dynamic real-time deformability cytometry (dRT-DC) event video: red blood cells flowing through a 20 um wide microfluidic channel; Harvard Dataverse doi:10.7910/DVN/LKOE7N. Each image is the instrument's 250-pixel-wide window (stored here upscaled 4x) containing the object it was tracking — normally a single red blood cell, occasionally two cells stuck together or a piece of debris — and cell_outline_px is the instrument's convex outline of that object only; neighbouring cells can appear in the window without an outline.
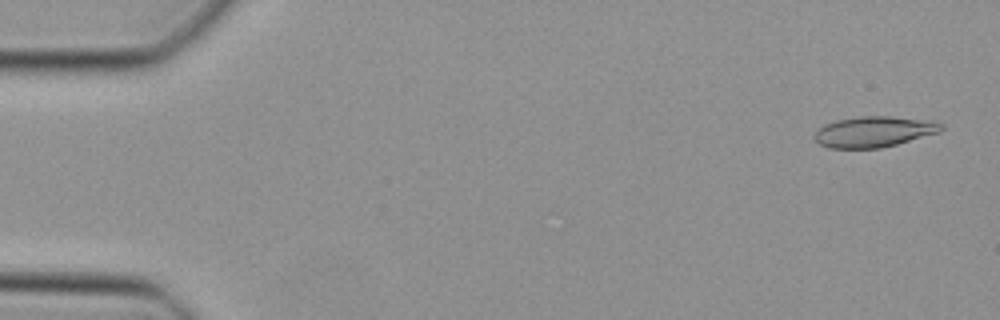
{"species": "Egyptian fruit bat (a non-hibernating species)", "species_latin": "Rousettus aegyptiacus", "temperature_condition": "cold", "stored_images_in_passage": 47, "camera_frame_rate_fps": 3000, "um_per_image_px": 0.085, "animal": {"sex": "female"}, "frame": {"image": 1, "passage_image": 2, "time_ms": 0.333, "image_size_px": [1000, 320], "cell_outline_px": [[944, 128], [940, 132], [896, 144], [880, 148], [828, 148], [820, 144], [812, 136], [824, 124], [836, 120], [860, 116], [892, 116], [936, 120], [944, 124]], "centroid_in_image_um": [74.33, 11.18], "position_along_channel_um": 10.7, "area_um2": 22.95}}
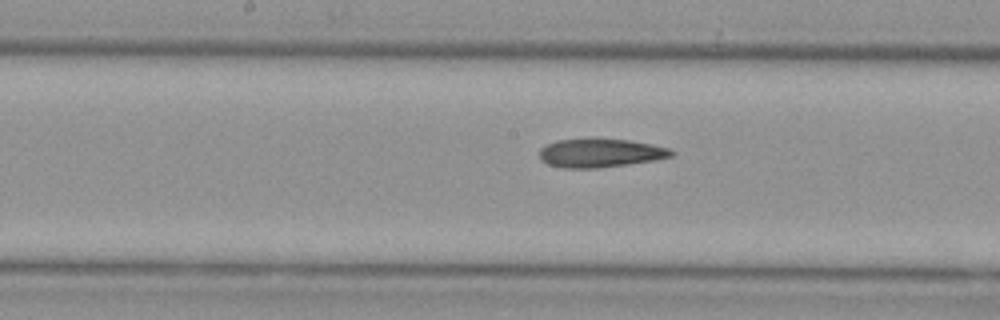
{"frame": {"image": 2, "passage_image": 24, "time_ms": 7.667, "image_size_px": [1000, 320], "cell_outline_px": [[676, 152], [672, 156], [656, 160], [628, 164], [596, 168], [560, 168], [548, 164], [540, 160], [540, 148], [556, 140], [592, 136], [596, 136], [628, 140], [652, 144], [672, 148]], "centroid_in_image_um": [51.03, 12.97], "position_along_channel_um": 197.2, "area_um2": 22.89}}
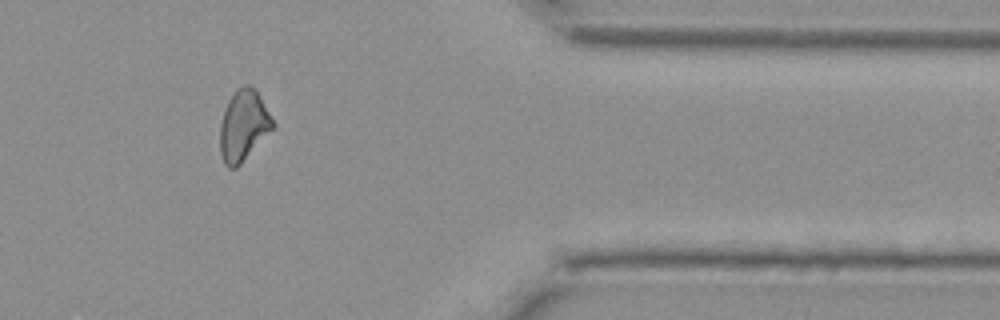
{"frame": {"image": 3, "passage_image": 39, "time_ms": 12.667, "image_size_px": [1000, 320], "cell_outline_px": [[276, 128], [236, 168], [228, 168], [224, 164], [220, 152], [220, 124], [224, 108], [228, 100], [236, 88], [244, 84], [248, 84], [256, 88], [276, 124]], "centroid_in_image_um": [20.72, 10.65], "position_along_channel_um": 390.7, "area_um2": 22.37}}